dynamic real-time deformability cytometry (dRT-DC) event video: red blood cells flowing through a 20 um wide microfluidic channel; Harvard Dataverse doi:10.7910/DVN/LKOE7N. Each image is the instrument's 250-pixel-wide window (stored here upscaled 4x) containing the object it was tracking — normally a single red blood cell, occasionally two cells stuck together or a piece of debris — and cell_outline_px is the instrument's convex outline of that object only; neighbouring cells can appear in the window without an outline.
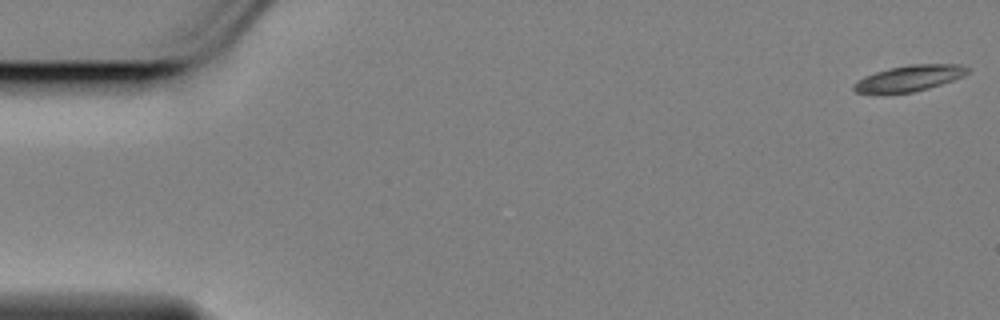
{"species": "Egyptian fruit bat (a non-hibernating species)", "species_latin": "Rousettus aegyptiacus", "temperature_condition": "cold", "stored_images_in_passage": 15, "camera_frame_rate_fps": 3000, "um_per_image_px": 0.085, "animal": {"sex": "female"}, "frame": {"image": 1, "passage_image": 1, "time_ms": 0.0, "image_size_px": [1000, 320], "cell_outline_px": [[972, 72], [964, 76], [928, 88], [912, 92], [872, 96], [856, 92], [852, 88], [852, 84], [856, 80], [864, 76], [888, 68], [908, 64], [960, 64], [972, 68]], "centroid_in_image_um": [77.23, 6.67], "position_along_channel_um": 7.8, "area_um2": 17.98}}
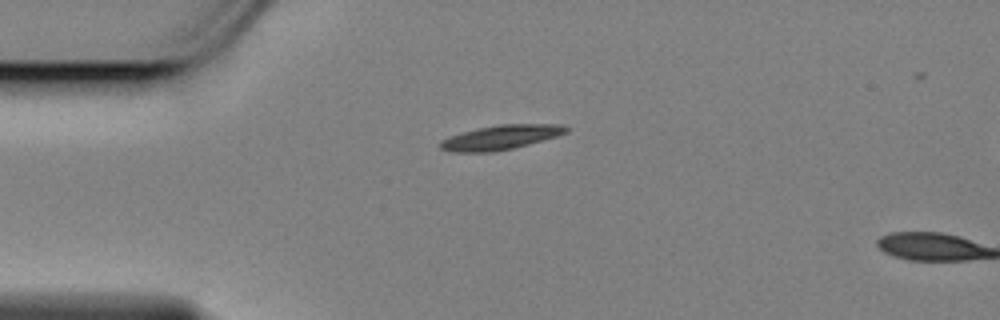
{"frame": {"image": 2, "passage_image": 14, "time_ms": 4.333, "image_size_px": [1000, 320], "cell_outline_px": [[572, 128], [568, 132], [556, 136], [528, 144], [512, 148], [492, 152], [452, 152], [440, 148], [440, 140], [448, 136], [460, 132], [476, 128], [496, 124], [564, 124]], "centroid_in_image_um": [42.56, 11.66], "position_along_channel_um": 42.4, "area_um2": 18.15}}